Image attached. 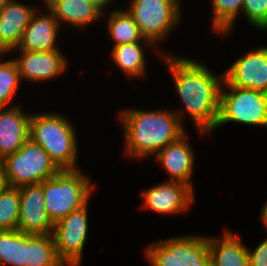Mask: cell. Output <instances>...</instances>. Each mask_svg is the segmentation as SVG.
<instances>
[{"label": "cell", "instance_id": "obj_1", "mask_svg": "<svg viewBox=\"0 0 267 266\" xmlns=\"http://www.w3.org/2000/svg\"><path fill=\"white\" fill-rule=\"evenodd\" d=\"M172 74L177 93L188 113L203 137L211 133L219 118L220 91L224 73L215 76L199 60L174 56L158 52Z\"/></svg>", "mask_w": 267, "mask_h": 266}, {"label": "cell", "instance_id": "obj_2", "mask_svg": "<svg viewBox=\"0 0 267 266\" xmlns=\"http://www.w3.org/2000/svg\"><path fill=\"white\" fill-rule=\"evenodd\" d=\"M183 111L128 109L120 111L124 152L128 157L143 159L155 156L187 131ZM141 157V158H140Z\"/></svg>", "mask_w": 267, "mask_h": 266}, {"label": "cell", "instance_id": "obj_3", "mask_svg": "<svg viewBox=\"0 0 267 266\" xmlns=\"http://www.w3.org/2000/svg\"><path fill=\"white\" fill-rule=\"evenodd\" d=\"M69 120L53 112L31 113L29 138L40 145L60 170H77L78 146Z\"/></svg>", "mask_w": 267, "mask_h": 266}, {"label": "cell", "instance_id": "obj_4", "mask_svg": "<svg viewBox=\"0 0 267 266\" xmlns=\"http://www.w3.org/2000/svg\"><path fill=\"white\" fill-rule=\"evenodd\" d=\"M82 171L60 170L43 181L45 208L53 224L88 203L95 184Z\"/></svg>", "mask_w": 267, "mask_h": 266}, {"label": "cell", "instance_id": "obj_5", "mask_svg": "<svg viewBox=\"0 0 267 266\" xmlns=\"http://www.w3.org/2000/svg\"><path fill=\"white\" fill-rule=\"evenodd\" d=\"M224 87L229 89V92L223 90ZM229 122L267 127V94L232 86L224 79L220 91L219 118L215 129Z\"/></svg>", "mask_w": 267, "mask_h": 266}, {"label": "cell", "instance_id": "obj_6", "mask_svg": "<svg viewBox=\"0 0 267 266\" xmlns=\"http://www.w3.org/2000/svg\"><path fill=\"white\" fill-rule=\"evenodd\" d=\"M150 266H210L207 236L185 235L153 242L145 249Z\"/></svg>", "mask_w": 267, "mask_h": 266}, {"label": "cell", "instance_id": "obj_7", "mask_svg": "<svg viewBox=\"0 0 267 266\" xmlns=\"http://www.w3.org/2000/svg\"><path fill=\"white\" fill-rule=\"evenodd\" d=\"M2 163L6 169L11 187L40 184L56 175L60 169L47 152L30 138Z\"/></svg>", "mask_w": 267, "mask_h": 266}, {"label": "cell", "instance_id": "obj_8", "mask_svg": "<svg viewBox=\"0 0 267 266\" xmlns=\"http://www.w3.org/2000/svg\"><path fill=\"white\" fill-rule=\"evenodd\" d=\"M180 0H131L128 12L141 35L155 46L168 37L181 19Z\"/></svg>", "mask_w": 267, "mask_h": 266}, {"label": "cell", "instance_id": "obj_9", "mask_svg": "<svg viewBox=\"0 0 267 266\" xmlns=\"http://www.w3.org/2000/svg\"><path fill=\"white\" fill-rule=\"evenodd\" d=\"M88 203L54 224L53 238L59 258L66 266H79L88 238Z\"/></svg>", "mask_w": 267, "mask_h": 266}, {"label": "cell", "instance_id": "obj_10", "mask_svg": "<svg viewBox=\"0 0 267 266\" xmlns=\"http://www.w3.org/2000/svg\"><path fill=\"white\" fill-rule=\"evenodd\" d=\"M224 79L232 86L267 94V47L240 56L224 71Z\"/></svg>", "mask_w": 267, "mask_h": 266}, {"label": "cell", "instance_id": "obj_11", "mask_svg": "<svg viewBox=\"0 0 267 266\" xmlns=\"http://www.w3.org/2000/svg\"><path fill=\"white\" fill-rule=\"evenodd\" d=\"M19 221L17 230L30 235L52 234L51 222L44 202L43 182L19 188Z\"/></svg>", "mask_w": 267, "mask_h": 266}, {"label": "cell", "instance_id": "obj_12", "mask_svg": "<svg viewBox=\"0 0 267 266\" xmlns=\"http://www.w3.org/2000/svg\"><path fill=\"white\" fill-rule=\"evenodd\" d=\"M142 208L160 214H180L194 202V189L180 181H164L142 191Z\"/></svg>", "mask_w": 267, "mask_h": 266}, {"label": "cell", "instance_id": "obj_13", "mask_svg": "<svg viewBox=\"0 0 267 266\" xmlns=\"http://www.w3.org/2000/svg\"><path fill=\"white\" fill-rule=\"evenodd\" d=\"M20 57L13 59L22 79L46 82L64 73L67 60L60 50L20 51Z\"/></svg>", "mask_w": 267, "mask_h": 266}, {"label": "cell", "instance_id": "obj_14", "mask_svg": "<svg viewBox=\"0 0 267 266\" xmlns=\"http://www.w3.org/2000/svg\"><path fill=\"white\" fill-rule=\"evenodd\" d=\"M37 9L39 8L16 0L7 2L0 9V55L16 50L25 28Z\"/></svg>", "mask_w": 267, "mask_h": 266}, {"label": "cell", "instance_id": "obj_15", "mask_svg": "<svg viewBox=\"0 0 267 266\" xmlns=\"http://www.w3.org/2000/svg\"><path fill=\"white\" fill-rule=\"evenodd\" d=\"M0 107V160L12 155L29 139L31 113L19 105ZM5 108V109H4Z\"/></svg>", "mask_w": 267, "mask_h": 266}, {"label": "cell", "instance_id": "obj_16", "mask_svg": "<svg viewBox=\"0 0 267 266\" xmlns=\"http://www.w3.org/2000/svg\"><path fill=\"white\" fill-rule=\"evenodd\" d=\"M185 133L178 140L169 143L154 157L162 165L161 167L169 173L170 181L186 183L193 189L191 177L194 171V151L187 140Z\"/></svg>", "mask_w": 267, "mask_h": 266}, {"label": "cell", "instance_id": "obj_17", "mask_svg": "<svg viewBox=\"0 0 267 266\" xmlns=\"http://www.w3.org/2000/svg\"><path fill=\"white\" fill-rule=\"evenodd\" d=\"M33 14L30 23L25 28L19 45V51H55L60 50L57 43L60 27L53 14L47 9V13Z\"/></svg>", "mask_w": 267, "mask_h": 266}, {"label": "cell", "instance_id": "obj_18", "mask_svg": "<svg viewBox=\"0 0 267 266\" xmlns=\"http://www.w3.org/2000/svg\"><path fill=\"white\" fill-rule=\"evenodd\" d=\"M46 6L55 19L65 25L70 24L75 28L86 27V25L92 24L97 19L100 20L103 17L104 12L92 0H43Z\"/></svg>", "mask_w": 267, "mask_h": 266}, {"label": "cell", "instance_id": "obj_19", "mask_svg": "<svg viewBox=\"0 0 267 266\" xmlns=\"http://www.w3.org/2000/svg\"><path fill=\"white\" fill-rule=\"evenodd\" d=\"M240 238L226 228L221 238L207 236L210 266H249L248 249Z\"/></svg>", "mask_w": 267, "mask_h": 266}, {"label": "cell", "instance_id": "obj_20", "mask_svg": "<svg viewBox=\"0 0 267 266\" xmlns=\"http://www.w3.org/2000/svg\"><path fill=\"white\" fill-rule=\"evenodd\" d=\"M142 44L153 45L152 42H135L113 46L111 50L110 56L114 65L129 78L145 76L147 71V58H145V49Z\"/></svg>", "mask_w": 267, "mask_h": 266}, {"label": "cell", "instance_id": "obj_21", "mask_svg": "<svg viewBox=\"0 0 267 266\" xmlns=\"http://www.w3.org/2000/svg\"><path fill=\"white\" fill-rule=\"evenodd\" d=\"M26 266H66L57 254L52 234H26Z\"/></svg>", "mask_w": 267, "mask_h": 266}, {"label": "cell", "instance_id": "obj_22", "mask_svg": "<svg viewBox=\"0 0 267 266\" xmlns=\"http://www.w3.org/2000/svg\"><path fill=\"white\" fill-rule=\"evenodd\" d=\"M108 16L107 30L113 46L135 42H151L145 39L128 10H114Z\"/></svg>", "mask_w": 267, "mask_h": 266}, {"label": "cell", "instance_id": "obj_23", "mask_svg": "<svg viewBox=\"0 0 267 266\" xmlns=\"http://www.w3.org/2000/svg\"><path fill=\"white\" fill-rule=\"evenodd\" d=\"M26 266V233L0 231V266Z\"/></svg>", "mask_w": 267, "mask_h": 266}, {"label": "cell", "instance_id": "obj_24", "mask_svg": "<svg viewBox=\"0 0 267 266\" xmlns=\"http://www.w3.org/2000/svg\"><path fill=\"white\" fill-rule=\"evenodd\" d=\"M213 31L224 35L233 30L235 20L242 11L243 0H211Z\"/></svg>", "mask_w": 267, "mask_h": 266}, {"label": "cell", "instance_id": "obj_25", "mask_svg": "<svg viewBox=\"0 0 267 266\" xmlns=\"http://www.w3.org/2000/svg\"><path fill=\"white\" fill-rule=\"evenodd\" d=\"M19 204V188L10 187L0 194V231L17 230Z\"/></svg>", "mask_w": 267, "mask_h": 266}, {"label": "cell", "instance_id": "obj_26", "mask_svg": "<svg viewBox=\"0 0 267 266\" xmlns=\"http://www.w3.org/2000/svg\"><path fill=\"white\" fill-rule=\"evenodd\" d=\"M20 74L13 59L0 63V107L11 104L14 94L19 90Z\"/></svg>", "mask_w": 267, "mask_h": 266}, {"label": "cell", "instance_id": "obj_27", "mask_svg": "<svg viewBox=\"0 0 267 266\" xmlns=\"http://www.w3.org/2000/svg\"><path fill=\"white\" fill-rule=\"evenodd\" d=\"M241 13L255 28L267 30V0H243Z\"/></svg>", "mask_w": 267, "mask_h": 266}, {"label": "cell", "instance_id": "obj_28", "mask_svg": "<svg viewBox=\"0 0 267 266\" xmlns=\"http://www.w3.org/2000/svg\"><path fill=\"white\" fill-rule=\"evenodd\" d=\"M249 266H267V238L254 249H248Z\"/></svg>", "mask_w": 267, "mask_h": 266}, {"label": "cell", "instance_id": "obj_29", "mask_svg": "<svg viewBox=\"0 0 267 266\" xmlns=\"http://www.w3.org/2000/svg\"><path fill=\"white\" fill-rule=\"evenodd\" d=\"M11 187L8 175L6 173V169L0 160V194L5 192L7 189Z\"/></svg>", "mask_w": 267, "mask_h": 266}, {"label": "cell", "instance_id": "obj_30", "mask_svg": "<svg viewBox=\"0 0 267 266\" xmlns=\"http://www.w3.org/2000/svg\"><path fill=\"white\" fill-rule=\"evenodd\" d=\"M261 222L264 223L263 225L267 228V203H265L262 207H261V211H260V216ZM267 230V229H266Z\"/></svg>", "mask_w": 267, "mask_h": 266}, {"label": "cell", "instance_id": "obj_31", "mask_svg": "<svg viewBox=\"0 0 267 266\" xmlns=\"http://www.w3.org/2000/svg\"><path fill=\"white\" fill-rule=\"evenodd\" d=\"M92 1L95 2L103 10L107 8L106 6H108L110 2H113V0H92Z\"/></svg>", "mask_w": 267, "mask_h": 266}, {"label": "cell", "instance_id": "obj_32", "mask_svg": "<svg viewBox=\"0 0 267 266\" xmlns=\"http://www.w3.org/2000/svg\"><path fill=\"white\" fill-rule=\"evenodd\" d=\"M9 1L11 0H0V9Z\"/></svg>", "mask_w": 267, "mask_h": 266}]
</instances>
